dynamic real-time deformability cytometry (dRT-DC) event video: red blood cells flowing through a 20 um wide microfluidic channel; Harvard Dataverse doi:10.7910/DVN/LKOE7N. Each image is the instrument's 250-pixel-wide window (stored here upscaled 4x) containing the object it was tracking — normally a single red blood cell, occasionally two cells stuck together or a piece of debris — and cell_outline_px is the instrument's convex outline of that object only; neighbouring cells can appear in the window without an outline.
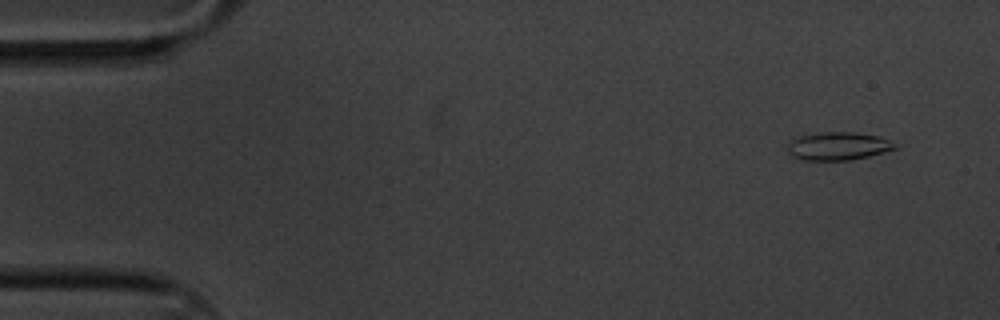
{"species": "common noctule bat (a hibernating species)", "species_latin": "Nyctalus noctula", "temperature_condition": "cold", "stored_images_in_passage": 5, "camera_frame_rate_fps": 3000, "um_per_image_px": 0.085, "animal": {"sex": "male", "body_mass_g": 20.1, "forearm_length_mm": 53.5}, "frame": {"image": 1, "passage_image": 2, "time_ms": 0.333, "image_size_px": [1000, 320], "cell_outline_px": [[900, 148], [852, 160], [796, 160], [788, 156], [788, 144], [792, 140], [800, 136], [816, 132], [856, 132], [880, 136], [888, 140]], "centroid_in_image_um": [71.21, 12.43], "position_along_channel_um": 13.8, "area_um2": 17.86}}